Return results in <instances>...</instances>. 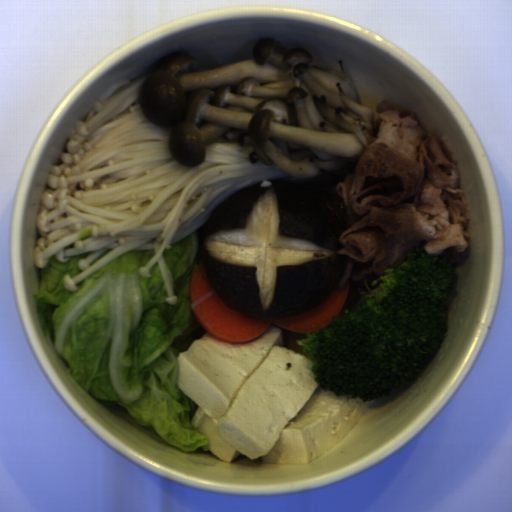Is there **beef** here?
I'll return each mask as SVG.
<instances>
[{"label": "beef", "mask_w": 512, "mask_h": 512, "mask_svg": "<svg viewBox=\"0 0 512 512\" xmlns=\"http://www.w3.org/2000/svg\"><path fill=\"white\" fill-rule=\"evenodd\" d=\"M379 132L351 173L325 195L346 228L339 242L346 255L336 287L349 286L337 314L344 316L373 281L409 254L425 251L454 266L467 261L472 213L448 141L430 132L410 108L377 102Z\"/></svg>", "instance_id": "beef-1"}]
</instances>
